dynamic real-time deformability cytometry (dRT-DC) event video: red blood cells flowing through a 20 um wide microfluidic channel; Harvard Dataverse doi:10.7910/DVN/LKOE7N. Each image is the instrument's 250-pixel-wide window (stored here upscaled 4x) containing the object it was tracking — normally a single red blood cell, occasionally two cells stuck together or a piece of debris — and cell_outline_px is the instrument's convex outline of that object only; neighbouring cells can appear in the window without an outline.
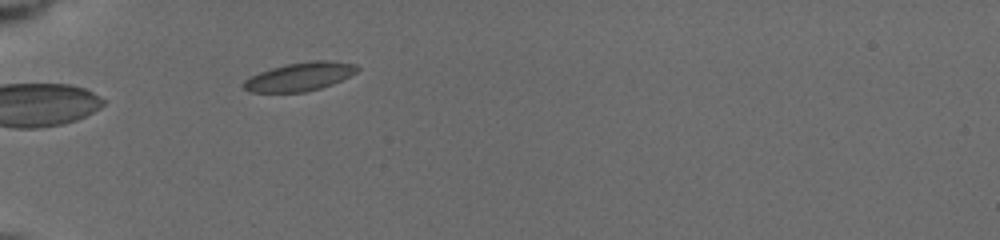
{"species": "common noctule bat (a hibernating species)", "species_latin": "Nyctalus noctula", "temperature_condition": "cold", "stored_images_in_passage": 4, "camera_frame_rate_fps": 3000, "um_per_image_px": 0.085, "animal": {"sex": "female", "body_mass_g": 19.5, "forearm_length_mm": 54.1}, "frame": {"image": 1, "passage_image": 1, "time_ms": 0.0, "image_size_px": [1000, 240], "cell_outline_px": [[360, 68], [356, 72], [332, 84], [320, 88], [304, 92], [252, 92], [244, 88], [244, 80], [260, 72], [272, 68], [288, 64], [316, 60], [324, 60], [356, 64]], "centroid_in_image_um": [25.5, 6.52], "position_along_channel_um": 59.5, "area_um2": 18.44}}